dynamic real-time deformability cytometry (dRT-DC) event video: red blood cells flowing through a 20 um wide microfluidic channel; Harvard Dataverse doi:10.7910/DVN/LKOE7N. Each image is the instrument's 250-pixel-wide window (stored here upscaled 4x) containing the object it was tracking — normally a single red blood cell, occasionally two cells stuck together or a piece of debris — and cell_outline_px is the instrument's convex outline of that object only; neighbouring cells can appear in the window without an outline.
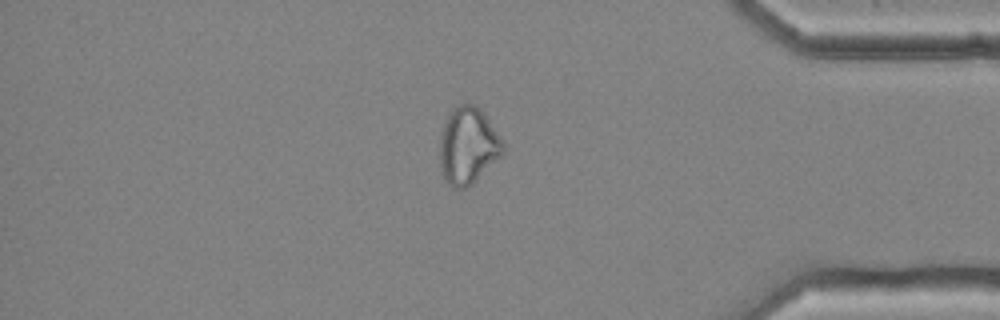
{"species": "common noctule bat (a hibernating species)", "species_latin": "Nyctalus noctula", "temperature_condition": "cold", "stored_images_in_passage": 39, "camera_frame_rate_fps": 3000, "um_per_image_px": 0.085, "animal": {"sex": "female", "body_mass_g": 25.1}, "frame": {"image": 1, "passage_image": 34, "time_ms": 11.0, "image_size_px": [1000, 320], "cell_outline_px": [[504, 152], [500, 156], [464, 188], [452, 188], [444, 180], [440, 164], [440, 136], [448, 112], [460, 104], [476, 104], [484, 112], [504, 140]], "centroid_in_image_um": [39.77, 12.33], "position_along_channel_um": 395.4, "area_um2": 28.09}}